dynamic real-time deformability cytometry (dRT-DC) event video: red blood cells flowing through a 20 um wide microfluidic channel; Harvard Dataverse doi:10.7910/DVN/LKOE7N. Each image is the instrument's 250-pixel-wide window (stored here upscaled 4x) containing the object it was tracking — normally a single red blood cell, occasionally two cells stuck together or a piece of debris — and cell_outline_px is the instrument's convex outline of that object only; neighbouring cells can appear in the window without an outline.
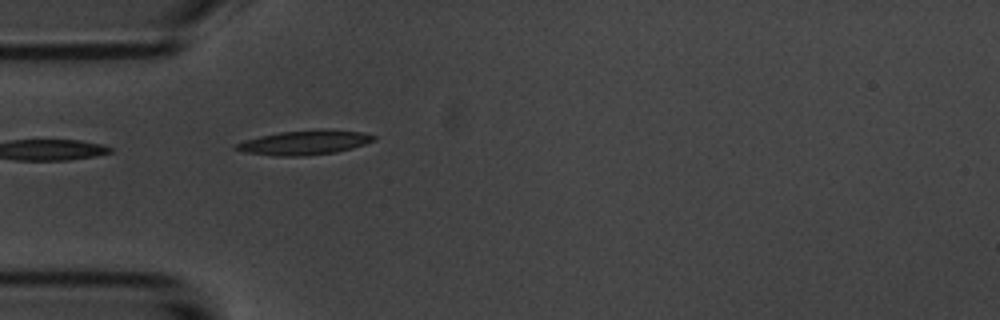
{"species": "common noctule bat (a hibernating species)", "species_latin": "Nyctalus noctula", "temperature_condition": "room temperature", "stored_images_in_passage": 4, "camera_frame_rate_fps": 3000, "um_per_image_px": 0.085, "animal": {"sex": "male", "body_mass_g": 20.1, "forearm_length_mm": 53.5}, "frame": {"image": 1, "passage_image": 4, "time_ms": 4.333, "image_size_px": [1000, 320], "cell_outline_px": [[376, 140], [352, 148], [336, 152], [304, 156], [276, 156], [244, 152], [232, 148], [236, 144], [244, 140], [260, 136], [280, 132], [360, 132], [376, 136]], "centroid_in_image_um": [25.79, 12.17], "position_along_channel_um": 59.2, "area_um2": 18.55}}